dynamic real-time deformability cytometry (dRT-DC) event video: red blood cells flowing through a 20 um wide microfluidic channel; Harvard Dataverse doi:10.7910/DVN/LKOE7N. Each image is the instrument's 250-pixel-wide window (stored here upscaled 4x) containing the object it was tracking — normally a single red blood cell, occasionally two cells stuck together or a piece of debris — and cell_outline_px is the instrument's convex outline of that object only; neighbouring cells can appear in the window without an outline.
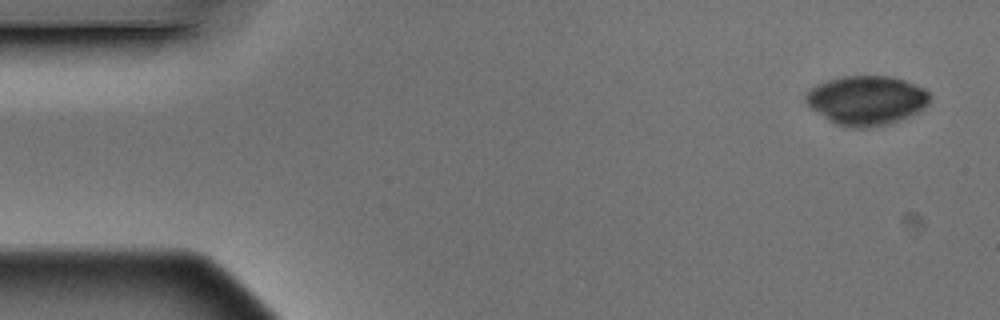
{"species": "Egyptian fruit bat (a non-hibernating species)", "species_latin": "Rousettus aegyptiacus", "temperature_condition": "warm", "stored_images_in_passage": 4, "camera_frame_rate_fps": 3000, "um_per_image_px": 0.085, "animal": {"sex": "male"}, "frame": {"image": 1, "passage_image": 1, "time_ms": 0.0, "image_size_px": [1000, 320], "cell_outline_px": [[932, 96], [928, 104], [924, 108], [908, 116], [884, 124], [868, 128], [844, 128], [828, 120], [812, 108], [804, 100], [804, 96], [816, 84], [828, 80], [844, 76], [892, 76], [904, 80], [924, 88]], "centroid_in_image_um": [73.65, 8.52], "position_along_channel_um": 11.4, "area_um2": 35.49}}